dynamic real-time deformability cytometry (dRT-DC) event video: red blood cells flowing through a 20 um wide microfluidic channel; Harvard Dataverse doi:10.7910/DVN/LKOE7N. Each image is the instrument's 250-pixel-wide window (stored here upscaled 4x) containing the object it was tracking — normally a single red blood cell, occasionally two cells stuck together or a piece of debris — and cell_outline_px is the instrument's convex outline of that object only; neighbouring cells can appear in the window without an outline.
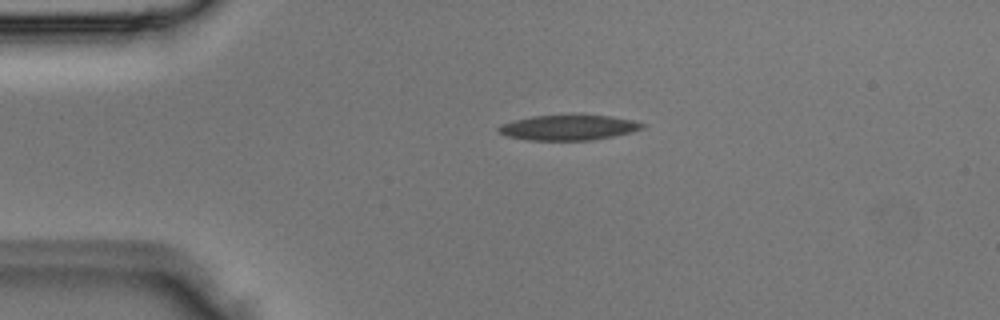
{"species": "Egyptian fruit bat (a non-hibernating species)", "species_latin": "Rousettus aegyptiacus", "temperature_condition": "room temperature", "stored_images_in_passage": 2, "camera_frame_rate_fps": 3000, "um_per_image_px": 0.085, "animal": {"sex": "male"}, "frame": {"image": 1, "passage_image": 1, "time_ms": 0.0, "image_size_px": [1000, 320], "cell_outline_px": [[648, 124], [644, 128], [632, 132], [592, 140], [528, 140], [504, 136], [496, 132], [496, 128], [500, 124], [512, 120], [532, 116], [612, 116], [632, 120]], "centroid_in_image_um": [48.27, 10.85], "position_along_channel_um": 36.7, "area_um2": 21.15}}